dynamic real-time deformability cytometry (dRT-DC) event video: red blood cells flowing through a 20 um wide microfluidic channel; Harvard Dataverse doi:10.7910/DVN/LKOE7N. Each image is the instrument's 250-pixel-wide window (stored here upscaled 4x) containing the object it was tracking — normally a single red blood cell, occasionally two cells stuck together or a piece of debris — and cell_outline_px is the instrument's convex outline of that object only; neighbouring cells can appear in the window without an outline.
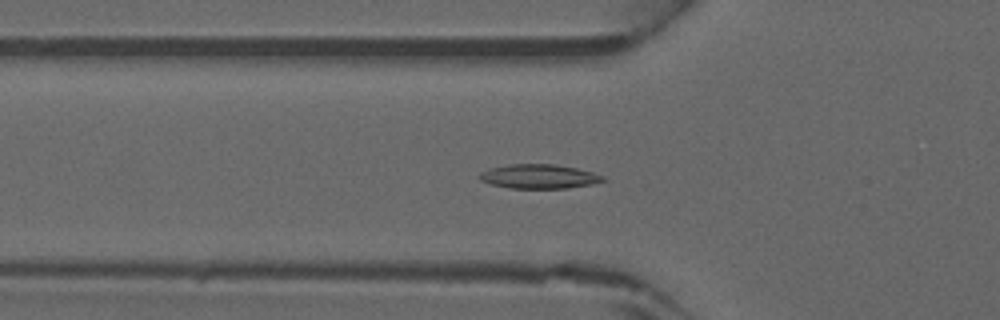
{"species": "common noctule bat (a hibernating species)", "species_latin": "Nyctalus noctula", "temperature_condition": "warm", "stored_images_in_passage": 43, "camera_frame_rate_fps": 3000, "um_per_image_px": 0.085, "animal": {"sex": "male", "forearm_length_mm": 52.5}, "frame": {"image": 1, "passage_image": 13, "time_ms": 4.0, "image_size_px": [1000, 320], "cell_outline_px": [[608, 180], [592, 184], [568, 188], [512, 188], [492, 184], [480, 180], [476, 176], [480, 172], [492, 168], [508, 164], [556, 164], [576, 168], [592, 172], [604, 176]], "centroid_in_image_um": [45.83, 14.99], "position_along_channel_um": 80.0, "area_um2": 17.46}}
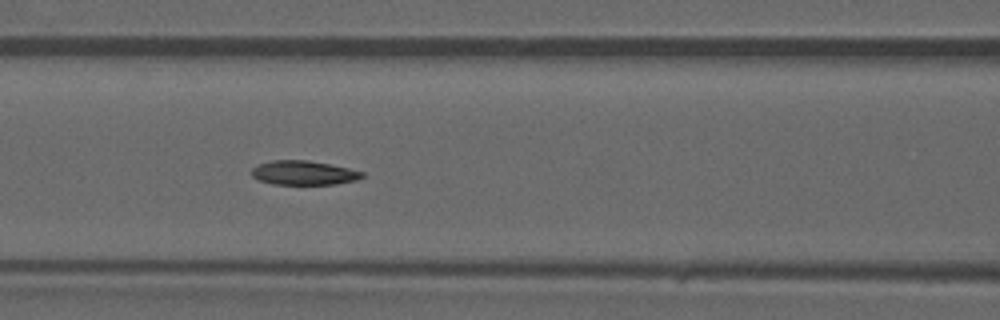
{"frame": {"image": 2, "passage_image": 17, "time_ms": 5.333, "image_size_px": [1000, 320], "cell_outline_px": [[364, 176], [356, 180], [336, 184], [272, 184], [260, 180], [252, 176], [252, 168], [256, 164], [272, 160], [308, 160], [348, 168], [364, 172]], "centroid_in_image_um": [25.79, 14.68], "position_along_channel_um": 140.8, "area_um2": 15.55}}
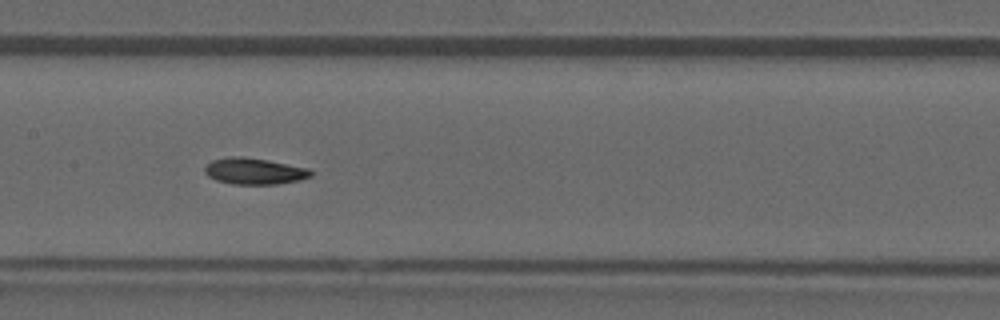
{"frame": {"image": 3, "passage_image": 20, "time_ms": 6.333, "image_size_px": [1000, 320], "cell_outline_px": [[312, 176], [300, 180], [276, 184], [232, 184], [216, 180], [208, 176], [204, 172], [204, 168], [212, 160], [232, 156], [244, 156], [268, 160], [308, 168], [312, 172]], "centroid_in_image_um": [21.61, 14.55], "position_along_channel_um": 185.8, "area_um2": 16.3}}